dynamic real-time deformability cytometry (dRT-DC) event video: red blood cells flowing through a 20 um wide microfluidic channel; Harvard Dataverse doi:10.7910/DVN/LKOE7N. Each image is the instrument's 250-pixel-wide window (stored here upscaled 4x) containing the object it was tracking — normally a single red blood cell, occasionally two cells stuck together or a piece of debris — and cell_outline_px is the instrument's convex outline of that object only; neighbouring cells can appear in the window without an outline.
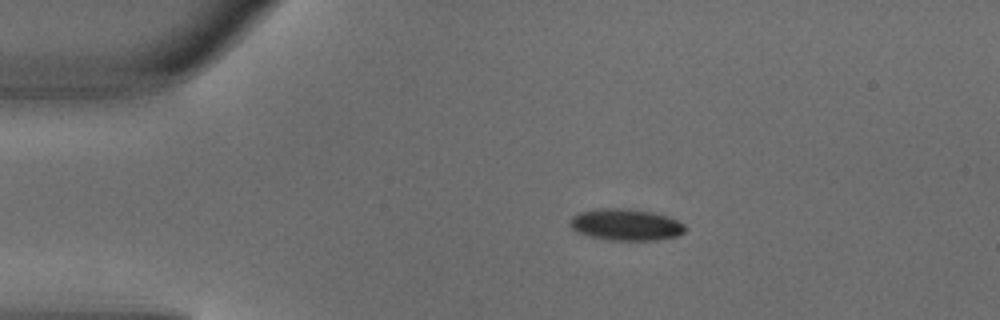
{"species": "common noctule bat (a hibernating species)", "species_latin": "Nyctalus noctula", "temperature_condition": "warm", "stored_images_in_passage": 2, "camera_frame_rate_fps": 3000, "um_per_image_px": 0.085, "animal": {"sex": "male", "body_mass_g": 18.8}, "frame": {"image": 1, "passage_image": 1, "time_ms": 0.0, "image_size_px": [1000, 320], "cell_outline_px": [[688, 228], [684, 232], [676, 236], [656, 240], [612, 240], [588, 236], [576, 232], [568, 224], [568, 220], [572, 216], [580, 212], [600, 208], [628, 208], [652, 212], [676, 220], [684, 224]], "centroid_in_image_um": [53.16, 19.09], "position_along_channel_um": 31.8, "area_um2": 21.27}}